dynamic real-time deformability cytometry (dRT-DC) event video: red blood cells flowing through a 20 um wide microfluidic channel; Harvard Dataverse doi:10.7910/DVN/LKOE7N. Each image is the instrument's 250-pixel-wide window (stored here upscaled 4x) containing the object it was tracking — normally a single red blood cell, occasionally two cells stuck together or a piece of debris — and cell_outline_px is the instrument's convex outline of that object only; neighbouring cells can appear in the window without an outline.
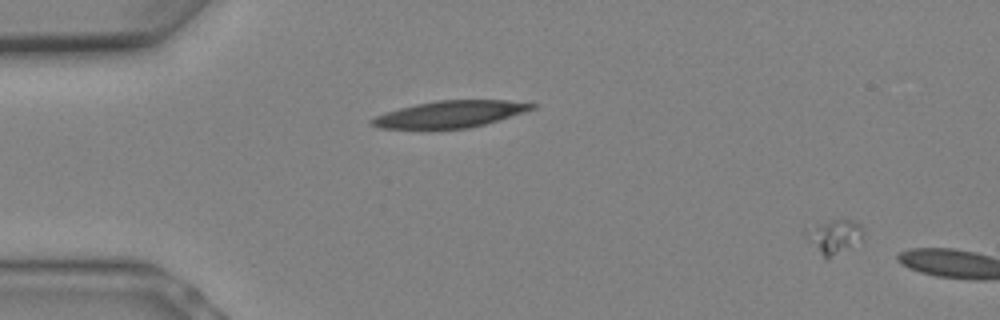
{"species": "Egyptian fruit bat (a non-hibernating species)", "species_latin": "Rousettus aegyptiacus", "temperature_condition": "warm", "stored_images_in_passage": 3, "camera_frame_rate_fps": 3000, "um_per_image_px": 0.085, "animal": {"sex": "female"}, "frame": {"image": 1, "passage_image": 2, "time_ms": 0.333, "image_size_px": [1000, 320], "cell_outline_px": [[864, 240], [828, 260], [824, 260], [804, 236], [804, 228], [816, 224], [832, 220], [852, 220], [860, 224], [864, 228]], "centroid_in_image_um": [70.9, 20.14], "position_along_channel_um": 14.1, "area_um2": 11.96}}